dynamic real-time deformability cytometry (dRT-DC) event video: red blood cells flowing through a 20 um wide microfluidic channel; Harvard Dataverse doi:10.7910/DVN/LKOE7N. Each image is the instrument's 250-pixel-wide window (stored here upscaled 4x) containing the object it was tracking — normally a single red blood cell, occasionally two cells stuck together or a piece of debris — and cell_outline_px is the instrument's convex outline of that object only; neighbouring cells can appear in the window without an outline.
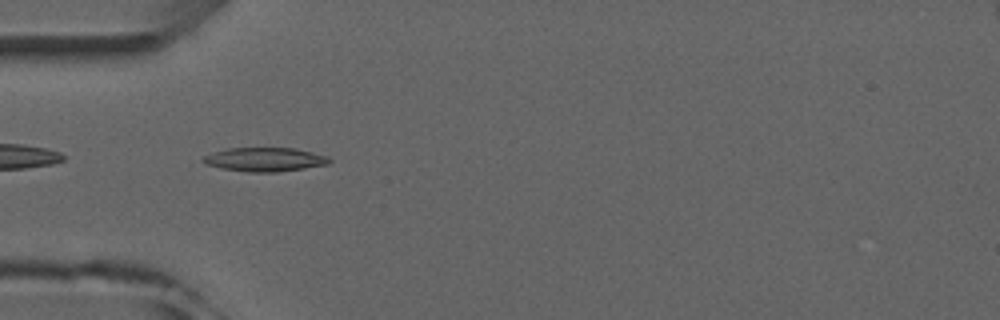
{"species": "common noctule bat (a hibernating species)", "species_latin": "Nyctalus noctula", "temperature_condition": "room temperature", "stored_images_in_passage": 4, "camera_frame_rate_fps": 3000, "um_per_image_px": 0.085, "animal": {"sex": "male", "forearm_length_mm": 52.5}, "frame": {"image": 1, "passage_image": 4, "time_ms": 4.333, "image_size_px": [1000, 320], "cell_outline_px": [[332, 160], [328, 164], [304, 168], [276, 172], [248, 172], [220, 168], [208, 164], [200, 160], [204, 156], [228, 148], [296, 148], [328, 156]], "centroid_in_image_um": [22.54, 13.55], "position_along_channel_um": 62.5, "area_um2": 17.46}}